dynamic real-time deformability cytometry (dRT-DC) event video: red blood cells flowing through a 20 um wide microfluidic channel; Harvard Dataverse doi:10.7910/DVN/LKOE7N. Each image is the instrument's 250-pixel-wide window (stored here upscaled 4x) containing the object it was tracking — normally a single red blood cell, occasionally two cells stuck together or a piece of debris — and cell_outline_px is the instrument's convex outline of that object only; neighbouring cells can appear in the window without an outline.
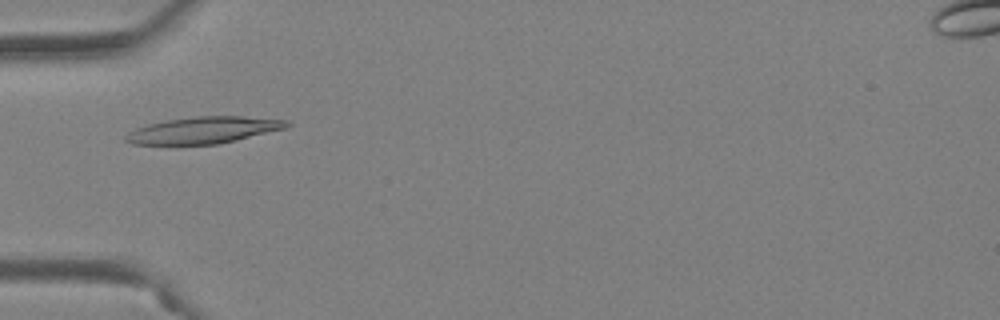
{"species": "Egyptian fruit bat (a non-hibernating species)", "species_latin": "Rousettus aegyptiacus", "temperature_condition": "warm", "stored_images_in_passage": 35, "camera_frame_rate_fps": 3000, "um_per_image_px": 0.085, "animal": {"sex": "female"}, "frame": {"image": 1, "passage_image": 2, "time_ms": 0.333, "image_size_px": [1000, 320], "cell_outline_px": [[292, 124], [284, 128], [236, 140], [216, 144], [132, 144], [124, 140], [124, 136], [128, 132], [136, 128], [148, 124], [168, 120], [196, 116], [244, 116], [288, 120]], "centroid_in_image_um": [17.29, 11.05], "position_along_channel_um": 67.7, "area_um2": 24.8}}
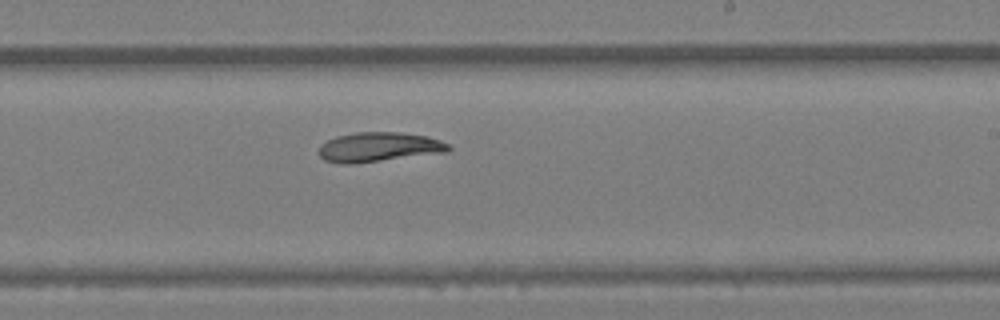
{"frame": {"image": 2, "passage_image": 16, "time_ms": 5.0, "image_size_px": [1000, 320], "cell_outline_px": [[452, 148], [448, 152], [352, 164], [340, 164], [324, 160], [320, 156], [320, 144], [336, 136], [356, 132], [404, 132], [428, 136], [452, 144]], "centroid_in_image_um": [32.25, 12.49], "position_along_channel_um": 256.7, "area_um2": 22.6}}
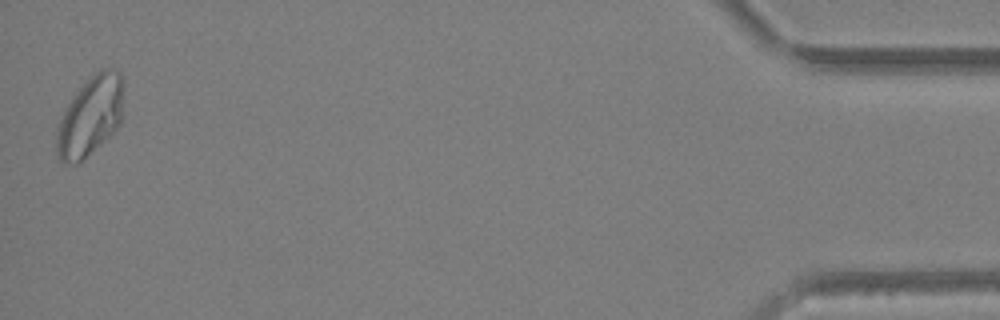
{"frame": {"image": 3, "passage_image": 35, "time_ms": 11.333, "image_size_px": [1000, 320], "cell_outline_px": [[124, 116], [120, 124], [104, 140], [76, 164], [64, 164], [60, 160], [56, 152], [56, 128], [64, 108], [72, 96], [100, 68], [112, 68], [120, 72], [124, 76]], "centroid_in_image_um": [7.7, 9.83], "position_along_channel_um": 427.5, "area_um2": 31.5}, "authors_computed_cell_mechanics": {"area_um2": 22.7154, "velocity_mm_per_s": 4.0827, "shape_relaxation_time_tau1_ms": 9.6844, "shape_relaxation_time_tau2_ms": 5.9218, "deformation_change_tau1": 0.234, "deformation_change_tau2": 0.1066}}